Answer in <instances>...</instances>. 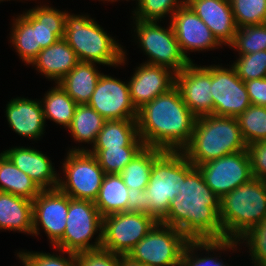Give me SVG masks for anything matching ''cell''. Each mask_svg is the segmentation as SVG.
Segmentation results:
<instances>
[{
  "mask_svg": "<svg viewBox=\"0 0 266 266\" xmlns=\"http://www.w3.org/2000/svg\"><path fill=\"white\" fill-rule=\"evenodd\" d=\"M158 221L141 212H120L102 218V246L112 253L127 255Z\"/></svg>",
  "mask_w": 266,
  "mask_h": 266,
  "instance_id": "30bf717a",
  "label": "cell"
},
{
  "mask_svg": "<svg viewBox=\"0 0 266 266\" xmlns=\"http://www.w3.org/2000/svg\"><path fill=\"white\" fill-rule=\"evenodd\" d=\"M188 241L177 228L158 221L127 256L146 266H180Z\"/></svg>",
  "mask_w": 266,
  "mask_h": 266,
  "instance_id": "ba28073f",
  "label": "cell"
},
{
  "mask_svg": "<svg viewBox=\"0 0 266 266\" xmlns=\"http://www.w3.org/2000/svg\"><path fill=\"white\" fill-rule=\"evenodd\" d=\"M266 218V181L253 177L220 198L219 219L224 239L239 240Z\"/></svg>",
  "mask_w": 266,
  "mask_h": 266,
  "instance_id": "277c9868",
  "label": "cell"
},
{
  "mask_svg": "<svg viewBox=\"0 0 266 266\" xmlns=\"http://www.w3.org/2000/svg\"><path fill=\"white\" fill-rule=\"evenodd\" d=\"M220 198L205 183L198 167L182 180L180 194L160 221L177 228L189 241L224 239L219 219Z\"/></svg>",
  "mask_w": 266,
  "mask_h": 266,
  "instance_id": "6da1fadb",
  "label": "cell"
},
{
  "mask_svg": "<svg viewBox=\"0 0 266 266\" xmlns=\"http://www.w3.org/2000/svg\"><path fill=\"white\" fill-rule=\"evenodd\" d=\"M101 74L95 63L79 61L58 84L78 105L88 104Z\"/></svg>",
  "mask_w": 266,
  "mask_h": 266,
  "instance_id": "cb8c5ba5",
  "label": "cell"
},
{
  "mask_svg": "<svg viewBox=\"0 0 266 266\" xmlns=\"http://www.w3.org/2000/svg\"><path fill=\"white\" fill-rule=\"evenodd\" d=\"M41 103L23 97L11 99L6 107V117L13 131L30 139L40 138L45 125Z\"/></svg>",
  "mask_w": 266,
  "mask_h": 266,
  "instance_id": "44dd1931",
  "label": "cell"
},
{
  "mask_svg": "<svg viewBox=\"0 0 266 266\" xmlns=\"http://www.w3.org/2000/svg\"><path fill=\"white\" fill-rule=\"evenodd\" d=\"M239 241L234 239H219V240H212V241H188L187 245L182 254V261L180 266H226L219 260L218 258L214 257H194L192 253L196 249H204L205 251H218V250H225L226 249H235ZM192 254V255H191ZM217 259V260H216Z\"/></svg>",
  "mask_w": 266,
  "mask_h": 266,
  "instance_id": "d6a6232c",
  "label": "cell"
},
{
  "mask_svg": "<svg viewBox=\"0 0 266 266\" xmlns=\"http://www.w3.org/2000/svg\"><path fill=\"white\" fill-rule=\"evenodd\" d=\"M252 176L266 181V141L253 142L247 146Z\"/></svg>",
  "mask_w": 266,
  "mask_h": 266,
  "instance_id": "7bdbcfd3",
  "label": "cell"
},
{
  "mask_svg": "<svg viewBox=\"0 0 266 266\" xmlns=\"http://www.w3.org/2000/svg\"><path fill=\"white\" fill-rule=\"evenodd\" d=\"M64 39L79 61L109 66L125 63L126 54L121 45L88 15H70L67 12Z\"/></svg>",
  "mask_w": 266,
  "mask_h": 266,
  "instance_id": "5b68a950",
  "label": "cell"
},
{
  "mask_svg": "<svg viewBox=\"0 0 266 266\" xmlns=\"http://www.w3.org/2000/svg\"><path fill=\"white\" fill-rule=\"evenodd\" d=\"M247 146L237 118L211 114L196 118L191 140L182 152L197 167Z\"/></svg>",
  "mask_w": 266,
  "mask_h": 266,
  "instance_id": "3957f363",
  "label": "cell"
},
{
  "mask_svg": "<svg viewBox=\"0 0 266 266\" xmlns=\"http://www.w3.org/2000/svg\"><path fill=\"white\" fill-rule=\"evenodd\" d=\"M106 119L87 104L77 105L68 129L77 142L95 143Z\"/></svg>",
  "mask_w": 266,
  "mask_h": 266,
  "instance_id": "1f68e13d",
  "label": "cell"
},
{
  "mask_svg": "<svg viewBox=\"0 0 266 266\" xmlns=\"http://www.w3.org/2000/svg\"><path fill=\"white\" fill-rule=\"evenodd\" d=\"M87 105L106 120L137 119L129 85L109 75L101 74Z\"/></svg>",
  "mask_w": 266,
  "mask_h": 266,
  "instance_id": "5bb4252c",
  "label": "cell"
},
{
  "mask_svg": "<svg viewBox=\"0 0 266 266\" xmlns=\"http://www.w3.org/2000/svg\"><path fill=\"white\" fill-rule=\"evenodd\" d=\"M102 216L94 202L69 197V210L63 237L54 245L57 250L80 253L102 246ZM99 232L95 244L89 241Z\"/></svg>",
  "mask_w": 266,
  "mask_h": 266,
  "instance_id": "52a82bcc",
  "label": "cell"
},
{
  "mask_svg": "<svg viewBox=\"0 0 266 266\" xmlns=\"http://www.w3.org/2000/svg\"><path fill=\"white\" fill-rule=\"evenodd\" d=\"M0 191L33 201L42 190L4 153H0Z\"/></svg>",
  "mask_w": 266,
  "mask_h": 266,
  "instance_id": "83f0119b",
  "label": "cell"
},
{
  "mask_svg": "<svg viewBox=\"0 0 266 266\" xmlns=\"http://www.w3.org/2000/svg\"><path fill=\"white\" fill-rule=\"evenodd\" d=\"M0 229L32 234L33 201L0 191Z\"/></svg>",
  "mask_w": 266,
  "mask_h": 266,
  "instance_id": "603a6c76",
  "label": "cell"
},
{
  "mask_svg": "<svg viewBox=\"0 0 266 266\" xmlns=\"http://www.w3.org/2000/svg\"><path fill=\"white\" fill-rule=\"evenodd\" d=\"M77 266H120V254L102 248L75 253Z\"/></svg>",
  "mask_w": 266,
  "mask_h": 266,
  "instance_id": "b9f144b4",
  "label": "cell"
},
{
  "mask_svg": "<svg viewBox=\"0 0 266 266\" xmlns=\"http://www.w3.org/2000/svg\"><path fill=\"white\" fill-rule=\"evenodd\" d=\"M237 28L266 23V0H230Z\"/></svg>",
  "mask_w": 266,
  "mask_h": 266,
  "instance_id": "d590c367",
  "label": "cell"
},
{
  "mask_svg": "<svg viewBox=\"0 0 266 266\" xmlns=\"http://www.w3.org/2000/svg\"><path fill=\"white\" fill-rule=\"evenodd\" d=\"M183 55L187 51H203L222 46L209 27L185 3L172 15L170 22Z\"/></svg>",
  "mask_w": 266,
  "mask_h": 266,
  "instance_id": "e0dca14e",
  "label": "cell"
},
{
  "mask_svg": "<svg viewBox=\"0 0 266 266\" xmlns=\"http://www.w3.org/2000/svg\"><path fill=\"white\" fill-rule=\"evenodd\" d=\"M196 118L174 86L138 109V135L146 147L182 151L191 140Z\"/></svg>",
  "mask_w": 266,
  "mask_h": 266,
  "instance_id": "7a4b0ae2",
  "label": "cell"
},
{
  "mask_svg": "<svg viewBox=\"0 0 266 266\" xmlns=\"http://www.w3.org/2000/svg\"><path fill=\"white\" fill-rule=\"evenodd\" d=\"M58 251L68 254V258L50 253H33V251L18 252L17 256L22 260L24 266H77L75 253Z\"/></svg>",
  "mask_w": 266,
  "mask_h": 266,
  "instance_id": "60d3db41",
  "label": "cell"
},
{
  "mask_svg": "<svg viewBox=\"0 0 266 266\" xmlns=\"http://www.w3.org/2000/svg\"><path fill=\"white\" fill-rule=\"evenodd\" d=\"M128 211L141 212L147 214L146 190L129 189Z\"/></svg>",
  "mask_w": 266,
  "mask_h": 266,
  "instance_id": "f6af8a7d",
  "label": "cell"
},
{
  "mask_svg": "<svg viewBox=\"0 0 266 266\" xmlns=\"http://www.w3.org/2000/svg\"><path fill=\"white\" fill-rule=\"evenodd\" d=\"M28 12L38 21V36L41 49L54 44L64 38L66 25V11L61 12L49 6H37Z\"/></svg>",
  "mask_w": 266,
  "mask_h": 266,
  "instance_id": "f1b7e54d",
  "label": "cell"
},
{
  "mask_svg": "<svg viewBox=\"0 0 266 266\" xmlns=\"http://www.w3.org/2000/svg\"><path fill=\"white\" fill-rule=\"evenodd\" d=\"M246 240L255 266H266V218L248 230L238 241ZM256 263V264H255Z\"/></svg>",
  "mask_w": 266,
  "mask_h": 266,
  "instance_id": "ab89813d",
  "label": "cell"
},
{
  "mask_svg": "<svg viewBox=\"0 0 266 266\" xmlns=\"http://www.w3.org/2000/svg\"><path fill=\"white\" fill-rule=\"evenodd\" d=\"M120 266H146V265L131 259L127 255H120Z\"/></svg>",
  "mask_w": 266,
  "mask_h": 266,
  "instance_id": "bcb514c9",
  "label": "cell"
},
{
  "mask_svg": "<svg viewBox=\"0 0 266 266\" xmlns=\"http://www.w3.org/2000/svg\"><path fill=\"white\" fill-rule=\"evenodd\" d=\"M244 83L251 104L266 107V78L245 81Z\"/></svg>",
  "mask_w": 266,
  "mask_h": 266,
  "instance_id": "ee69618b",
  "label": "cell"
},
{
  "mask_svg": "<svg viewBox=\"0 0 266 266\" xmlns=\"http://www.w3.org/2000/svg\"><path fill=\"white\" fill-rule=\"evenodd\" d=\"M242 81L266 78V50L239 55L232 65Z\"/></svg>",
  "mask_w": 266,
  "mask_h": 266,
  "instance_id": "f35d334b",
  "label": "cell"
},
{
  "mask_svg": "<svg viewBox=\"0 0 266 266\" xmlns=\"http://www.w3.org/2000/svg\"><path fill=\"white\" fill-rule=\"evenodd\" d=\"M66 181L59 179L58 189L70 198L94 202L105 172L96 157L85 148L69 150L63 163Z\"/></svg>",
  "mask_w": 266,
  "mask_h": 266,
  "instance_id": "9c48e42d",
  "label": "cell"
},
{
  "mask_svg": "<svg viewBox=\"0 0 266 266\" xmlns=\"http://www.w3.org/2000/svg\"><path fill=\"white\" fill-rule=\"evenodd\" d=\"M144 147L92 148L93 154L105 174H119Z\"/></svg>",
  "mask_w": 266,
  "mask_h": 266,
  "instance_id": "836d02e7",
  "label": "cell"
},
{
  "mask_svg": "<svg viewBox=\"0 0 266 266\" xmlns=\"http://www.w3.org/2000/svg\"><path fill=\"white\" fill-rule=\"evenodd\" d=\"M197 167L205 183L219 198L253 178L247 149L202 163Z\"/></svg>",
  "mask_w": 266,
  "mask_h": 266,
  "instance_id": "7c38bea8",
  "label": "cell"
},
{
  "mask_svg": "<svg viewBox=\"0 0 266 266\" xmlns=\"http://www.w3.org/2000/svg\"><path fill=\"white\" fill-rule=\"evenodd\" d=\"M78 62L75 51L61 38L42 49L31 64L36 65L39 72L57 84Z\"/></svg>",
  "mask_w": 266,
  "mask_h": 266,
  "instance_id": "7402d4cb",
  "label": "cell"
},
{
  "mask_svg": "<svg viewBox=\"0 0 266 266\" xmlns=\"http://www.w3.org/2000/svg\"><path fill=\"white\" fill-rule=\"evenodd\" d=\"M185 4V0H139L138 7L134 10V19L141 21H161L165 15H172L179 7Z\"/></svg>",
  "mask_w": 266,
  "mask_h": 266,
  "instance_id": "74e56055",
  "label": "cell"
},
{
  "mask_svg": "<svg viewBox=\"0 0 266 266\" xmlns=\"http://www.w3.org/2000/svg\"><path fill=\"white\" fill-rule=\"evenodd\" d=\"M194 167L182 151H163L153 162L145 189L147 214L160 222L180 194L182 180Z\"/></svg>",
  "mask_w": 266,
  "mask_h": 266,
  "instance_id": "8992f818",
  "label": "cell"
},
{
  "mask_svg": "<svg viewBox=\"0 0 266 266\" xmlns=\"http://www.w3.org/2000/svg\"><path fill=\"white\" fill-rule=\"evenodd\" d=\"M69 210V196L58 188L42 190L33 200V232L43 227L53 246L63 237Z\"/></svg>",
  "mask_w": 266,
  "mask_h": 266,
  "instance_id": "2e32d148",
  "label": "cell"
},
{
  "mask_svg": "<svg viewBox=\"0 0 266 266\" xmlns=\"http://www.w3.org/2000/svg\"><path fill=\"white\" fill-rule=\"evenodd\" d=\"M211 84L212 114L237 118L251 105L245 83L233 66L211 65Z\"/></svg>",
  "mask_w": 266,
  "mask_h": 266,
  "instance_id": "4fadbf2b",
  "label": "cell"
},
{
  "mask_svg": "<svg viewBox=\"0 0 266 266\" xmlns=\"http://www.w3.org/2000/svg\"><path fill=\"white\" fill-rule=\"evenodd\" d=\"M175 86L196 117L213 113L211 66L197 67L193 61L190 62L180 72L175 73Z\"/></svg>",
  "mask_w": 266,
  "mask_h": 266,
  "instance_id": "9a60e30c",
  "label": "cell"
},
{
  "mask_svg": "<svg viewBox=\"0 0 266 266\" xmlns=\"http://www.w3.org/2000/svg\"><path fill=\"white\" fill-rule=\"evenodd\" d=\"M163 152L158 148L144 147L119 173L128 189L145 190L154 160Z\"/></svg>",
  "mask_w": 266,
  "mask_h": 266,
  "instance_id": "f546056e",
  "label": "cell"
},
{
  "mask_svg": "<svg viewBox=\"0 0 266 266\" xmlns=\"http://www.w3.org/2000/svg\"><path fill=\"white\" fill-rule=\"evenodd\" d=\"M129 189L119 174H105L94 201L101 216L128 211Z\"/></svg>",
  "mask_w": 266,
  "mask_h": 266,
  "instance_id": "4316f807",
  "label": "cell"
},
{
  "mask_svg": "<svg viewBox=\"0 0 266 266\" xmlns=\"http://www.w3.org/2000/svg\"><path fill=\"white\" fill-rule=\"evenodd\" d=\"M12 28L10 39L14 49L26 65L31 64L42 50L38 36V21L27 11L14 19Z\"/></svg>",
  "mask_w": 266,
  "mask_h": 266,
  "instance_id": "484cf974",
  "label": "cell"
},
{
  "mask_svg": "<svg viewBox=\"0 0 266 266\" xmlns=\"http://www.w3.org/2000/svg\"><path fill=\"white\" fill-rule=\"evenodd\" d=\"M231 48L238 49L240 55L266 50V23L237 28Z\"/></svg>",
  "mask_w": 266,
  "mask_h": 266,
  "instance_id": "8d00e7d4",
  "label": "cell"
},
{
  "mask_svg": "<svg viewBox=\"0 0 266 266\" xmlns=\"http://www.w3.org/2000/svg\"><path fill=\"white\" fill-rule=\"evenodd\" d=\"M221 44L233 42L237 26L230 0H185Z\"/></svg>",
  "mask_w": 266,
  "mask_h": 266,
  "instance_id": "d6986e66",
  "label": "cell"
},
{
  "mask_svg": "<svg viewBox=\"0 0 266 266\" xmlns=\"http://www.w3.org/2000/svg\"><path fill=\"white\" fill-rule=\"evenodd\" d=\"M44 100V101H43ZM41 102L44 118L68 128L78 105L66 91L57 85L48 91Z\"/></svg>",
  "mask_w": 266,
  "mask_h": 266,
  "instance_id": "4dcf8cb0",
  "label": "cell"
},
{
  "mask_svg": "<svg viewBox=\"0 0 266 266\" xmlns=\"http://www.w3.org/2000/svg\"><path fill=\"white\" fill-rule=\"evenodd\" d=\"M145 147L136 119L106 120L93 148Z\"/></svg>",
  "mask_w": 266,
  "mask_h": 266,
  "instance_id": "d4e9b609",
  "label": "cell"
},
{
  "mask_svg": "<svg viewBox=\"0 0 266 266\" xmlns=\"http://www.w3.org/2000/svg\"><path fill=\"white\" fill-rule=\"evenodd\" d=\"M134 24L139 45L150 58L145 63L164 66L175 73L190 63L180 50L171 23L169 29L159 26L157 21L136 19Z\"/></svg>",
  "mask_w": 266,
  "mask_h": 266,
  "instance_id": "8fae6325",
  "label": "cell"
},
{
  "mask_svg": "<svg viewBox=\"0 0 266 266\" xmlns=\"http://www.w3.org/2000/svg\"><path fill=\"white\" fill-rule=\"evenodd\" d=\"M128 85L132 103L138 110L175 86V72L164 66L143 63L137 67Z\"/></svg>",
  "mask_w": 266,
  "mask_h": 266,
  "instance_id": "ac0fdd59",
  "label": "cell"
},
{
  "mask_svg": "<svg viewBox=\"0 0 266 266\" xmlns=\"http://www.w3.org/2000/svg\"><path fill=\"white\" fill-rule=\"evenodd\" d=\"M10 161L27 174L41 190L57 189L60 177L55 173L50 159L41 151L16 147L3 151Z\"/></svg>",
  "mask_w": 266,
  "mask_h": 266,
  "instance_id": "ffe728a7",
  "label": "cell"
},
{
  "mask_svg": "<svg viewBox=\"0 0 266 266\" xmlns=\"http://www.w3.org/2000/svg\"><path fill=\"white\" fill-rule=\"evenodd\" d=\"M237 120L247 145L266 141V107L251 104Z\"/></svg>",
  "mask_w": 266,
  "mask_h": 266,
  "instance_id": "e575fe53",
  "label": "cell"
}]
</instances>
